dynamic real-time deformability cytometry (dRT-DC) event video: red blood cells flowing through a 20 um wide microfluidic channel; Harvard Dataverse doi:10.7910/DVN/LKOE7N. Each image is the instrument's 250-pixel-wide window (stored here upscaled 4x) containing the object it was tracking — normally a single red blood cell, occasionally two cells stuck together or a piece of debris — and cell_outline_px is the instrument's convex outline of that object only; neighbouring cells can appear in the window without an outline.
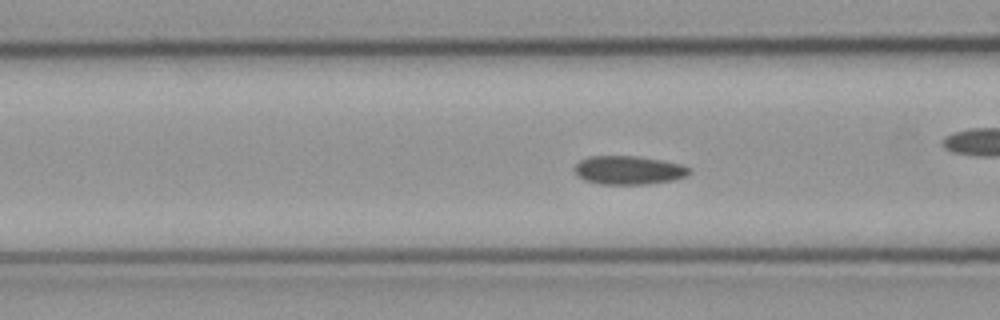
{"species": "common noctule bat (a hibernating species)", "species_latin": "Nyctalus noctula", "temperature_condition": "cold", "stored_images_in_passage": 19, "camera_frame_rate_fps": 3000, "um_per_image_px": 0.085, "animal": {"sex": "male", "body_mass_g": 23.1, "forearm_length_mm": 52.7}, "frame": {"image": 1, "passage_image": 6, "time_ms": 1.667, "image_size_px": [1000, 320], "cell_outline_px": [[692, 172], [688, 176], [672, 180], [648, 184], [600, 184], [584, 180], [576, 172], [576, 164], [580, 160], [588, 156], [640, 156], [664, 160], [680, 164], [692, 168]], "centroid_in_image_um": [53.5, 14.45], "position_along_channel_um": 113.1, "area_um2": 19.25}}
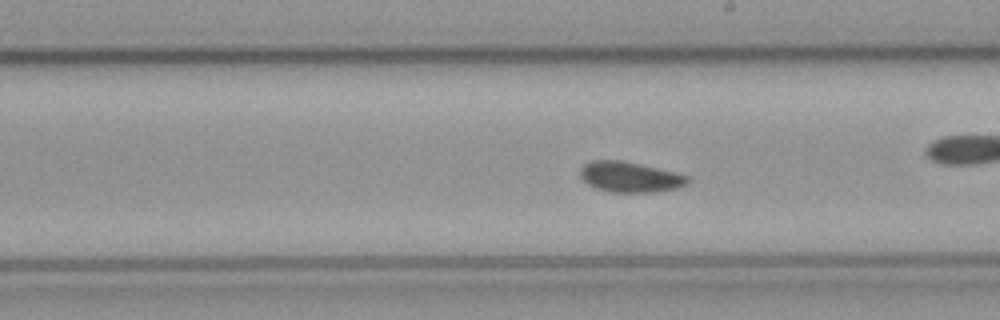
{"frame": {"image": 2, "passage_image": 16, "time_ms": 5.0, "image_size_px": [1000, 320], "cell_outline_px": [[688, 184], [676, 188], [656, 192], [608, 192], [596, 188], [588, 184], [580, 176], [580, 168], [584, 164], [592, 160], [620, 160], [640, 164], [688, 176]], "centroid_in_image_um": [53.5, 15.05], "position_along_channel_um": 235.5, "area_um2": 18.9}}